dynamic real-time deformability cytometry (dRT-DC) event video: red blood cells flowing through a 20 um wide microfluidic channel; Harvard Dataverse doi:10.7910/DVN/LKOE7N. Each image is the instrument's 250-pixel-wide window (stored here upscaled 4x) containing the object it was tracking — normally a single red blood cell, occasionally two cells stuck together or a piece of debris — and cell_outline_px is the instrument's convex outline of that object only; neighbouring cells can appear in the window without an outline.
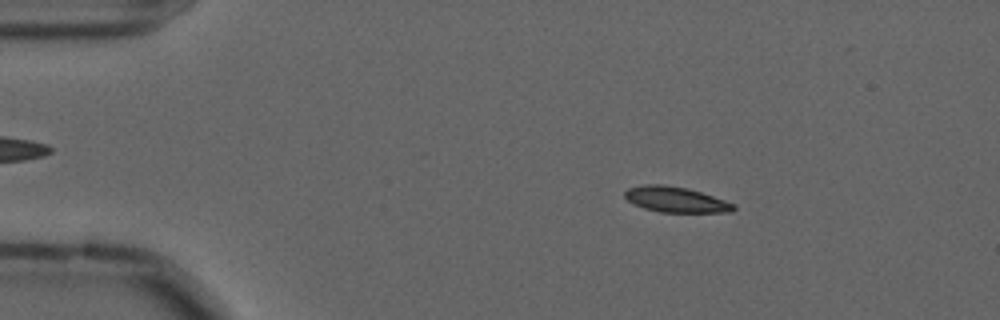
{"species": "common noctule bat (a hibernating species)", "species_latin": "Nyctalus noctula", "temperature_condition": "cold", "stored_images_in_passage": 56, "camera_frame_rate_fps": 3000, "um_per_image_px": 0.085, "animal": {"sex": "male", "forearm_length_mm": 52.5}, "frame": {"image": 1, "passage_image": 9, "time_ms": 2.667, "image_size_px": [1000, 320], "cell_outline_px": [[736, 208], [732, 212], [660, 212], [644, 208], [628, 200], [624, 196], [624, 192], [628, 188], [644, 184], [660, 184], [688, 188], [736, 204]], "centroid_in_image_um": [57.45, 16.96], "position_along_channel_um": 27.6, "area_um2": 16.07}}
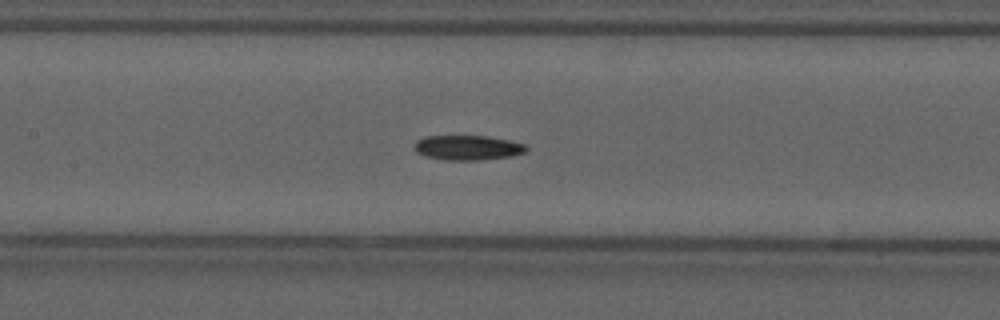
{"frame": {"image": 2, "passage_image": 26, "time_ms": 8.333, "image_size_px": [1000, 320], "cell_outline_px": [[528, 148], [524, 152], [512, 156], [480, 160], [444, 160], [428, 156], [416, 152], [416, 140], [424, 136], [488, 136], [508, 140], [524, 144]], "centroid_in_image_um": [39.76, 12.55], "position_along_channel_um": 167.6, "area_um2": 16.01}}
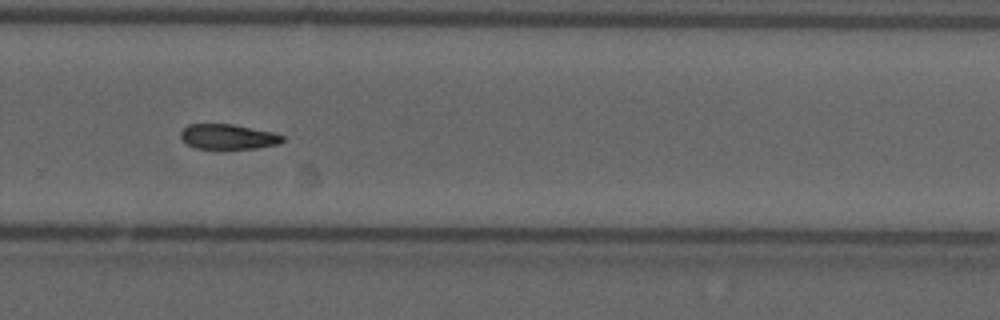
{"frame": {"image": 3, "passage_image": 38, "time_ms": 12.333, "image_size_px": [1000, 320], "cell_outline_px": [[284, 140], [276, 144], [256, 148], [196, 148], [188, 144], [180, 136], [180, 132], [188, 124], [232, 124], [272, 132], [284, 136]], "centroid_in_image_um": [19.37, 11.61], "position_along_channel_um": 310.4, "area_um2": 14.57}}